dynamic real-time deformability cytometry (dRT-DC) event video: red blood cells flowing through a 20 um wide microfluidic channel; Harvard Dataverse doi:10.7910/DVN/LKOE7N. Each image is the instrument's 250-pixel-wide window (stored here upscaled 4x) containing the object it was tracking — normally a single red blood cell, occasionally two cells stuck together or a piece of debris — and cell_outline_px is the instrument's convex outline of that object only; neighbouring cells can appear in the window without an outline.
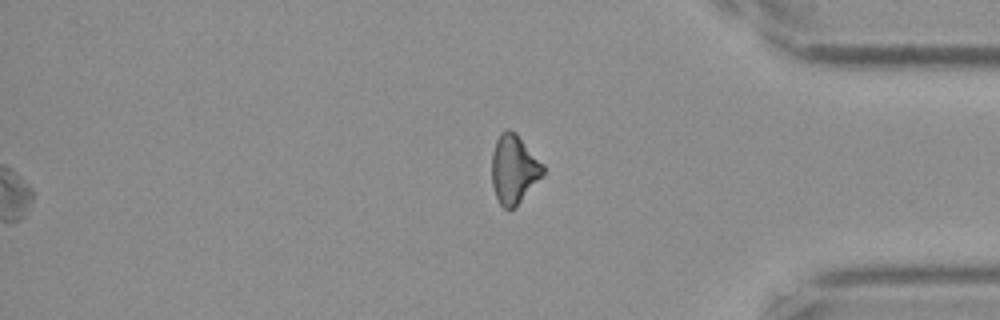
{"species": "Egyptian fruit bat (a non-hibernating species)", "species_latin": "Rousettus aegyptiacus", "temperature_condition": "cold", "stored_images_in_passage": 50, "segment_of_instrument_passage": [2, 2], "camera_frame_rate_fps": 3000, "um_per_image_px": 0.085, "frame": {"image": 1, "passage_image": 50, "time_ms": 16.333, "image_size_px": [1000, 320], "cell_outline_px": [[544, 172], [520, 200], [512, 208], [504, 208], [500, 204], [496, 196], [492, 184], [492, 152], [496, 140], [500, 132], [508, 128], [516, 132], [544, 164]], "centroid_in_image_um": [43.66, 14.3], "position_along_channel_um": 391.5, "area_um2": 20.17}}